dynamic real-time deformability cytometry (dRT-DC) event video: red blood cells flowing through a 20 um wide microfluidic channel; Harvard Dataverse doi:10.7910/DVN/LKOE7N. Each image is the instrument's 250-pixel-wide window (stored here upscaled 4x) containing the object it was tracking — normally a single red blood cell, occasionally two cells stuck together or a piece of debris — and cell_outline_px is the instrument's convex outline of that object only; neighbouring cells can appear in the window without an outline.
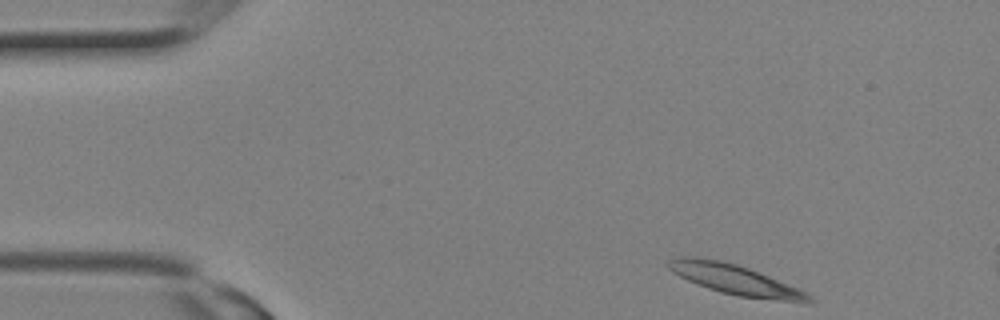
{"species": "Egyptian fruit bat (a non-hibernating species)", "species_latin": "Rousettus aegyptiacus", "temperature_condition": "room temperature", "stored_images_in_passage": 3, "camera_frame_rate_fps": 3000, "um_per_image_px": 0.085, "animal": {"sex": "female"}, "frame": {"image": 1, "passage_image": 1, "time_ms": 0.0, "image_size_px": [1000, 320], "cell_outline_px": [[816, 300], [812, 304], [808, 304], [740, 296], [720, 292], [708, 288], [688, 280], [672, 272], [664, 264], [668, 260], [676, 256], [696, 256], [720, 260], [736, 264], [760, 272], [796, 288], [812, 296]], "centroid_in_image_um": [62.49, 23.77], "position_along_channel_um": 22.5, "area_um2": 24.8}}